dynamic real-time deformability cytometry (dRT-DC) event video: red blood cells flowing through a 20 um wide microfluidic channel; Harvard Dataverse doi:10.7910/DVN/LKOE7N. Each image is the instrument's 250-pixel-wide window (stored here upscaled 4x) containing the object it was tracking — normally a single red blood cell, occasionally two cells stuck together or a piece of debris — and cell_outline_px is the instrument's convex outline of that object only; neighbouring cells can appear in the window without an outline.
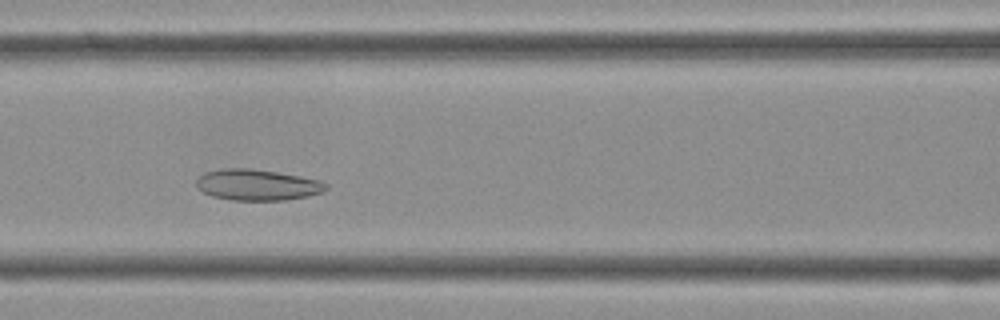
{"species": "Egyptian fruit bat (a non-hibernating species)", "species_latin": "Rousettus aegyptiacus", "temperature_condition": "cold", "stored_images_in_passage": 37, "camera_frame_rate_fps": 3000, "um_per_image_px": 0.085, "frame": {"image": 1, "passage_image": 13, "time_ms": 4.0, "image_size_px": [1000, 320], "cell_outline_px": [[328, 188], [324, 192], [308, 196], [288, 200], [232, 200], [212, 196], [196, 188], [196, 180], [204, 172], [224, 168], [252, 168], [300, 176], [320, 180], [328, 184]], "centroid_in_image_um": [21.88, 15.71], "position_along_channel_um": 144.7, "area_um2": 23.64}}
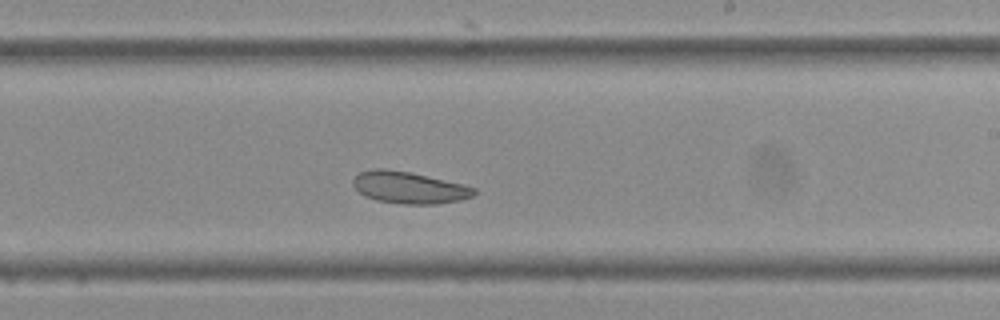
{"frame": {"image": 2, "passage_image": 20, "time_ms": 6.333, "image_size_px": [1000, 320], "cell_outline_px": [[476, 192], [472, 196], [460, 200], [436, 204], [404, 204], [376, 200], [364, 196], [352, 184], [352, 180], [360, 172], [372, 168], [384, 168], [408, 172], [464, 184], [476, 188]], "centroid_in_image_um": [34.76, 15.94], "position_along_channel_um": 254.2, "area_um2": 22.37}}
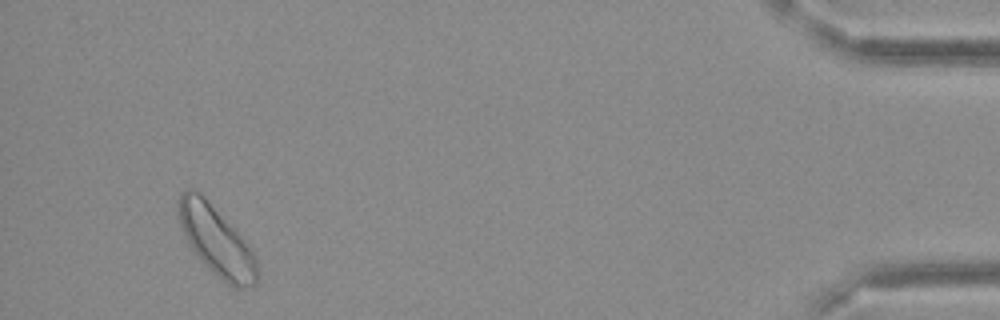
{"frame": {"image": 3, "passage_image": 35, "time_ms": 11.333, "image_size_px": [1000, 320], "cell_outline_px": [[256, 284], [248, 288], [240, 288], [228, 284], [212, 272], [196, 256], [188, 244], [176, 216], [176, 204], [180, 196], [188, 188], [192, 188], [200, 192], [204, 196], [252, 248], [256, 260]], "centroid_in_image_um": [18.34, 20.45], "position_along_channel_um": 416.9, "area_um2": 31.79}}